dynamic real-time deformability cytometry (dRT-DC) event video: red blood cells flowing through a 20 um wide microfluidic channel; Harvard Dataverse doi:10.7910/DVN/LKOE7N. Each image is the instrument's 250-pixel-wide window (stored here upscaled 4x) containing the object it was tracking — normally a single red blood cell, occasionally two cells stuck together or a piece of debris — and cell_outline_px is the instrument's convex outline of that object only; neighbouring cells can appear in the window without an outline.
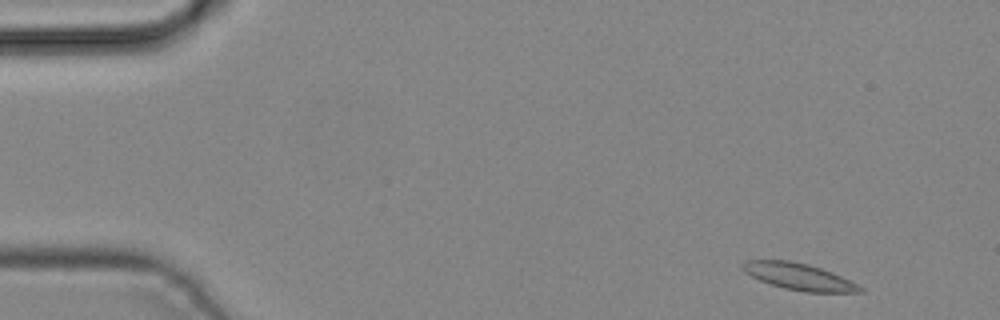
{"species": "common noctule bat (a hibernating species)", "species_latin": "Nyctalus noctula", "temperature_condition": "cold", "stored_images_in_passage": 4, "camera_frame_rate_fps": 3000, "um_per_image_px": 0.085, "animal": {"sex": "male", "body_mass_g": 19.2, "forearm_length_mm": 51.8}, "frame": {"image": 1, "passage_image": 1, "time_ms": 0.0, "image_size_px": [1000, 320], "cell_outline_px": [[864, 292], [804, 292], [784, 288], [760, 280], [744, 272], [740, 264], [748, 260], [788, 260], [808, 264], [832, 272], [864, 288]], "centroid_in_image_um": [67.89, 23.51], "position_along_channel_um": 17.1, "area_um2": 18.03}}
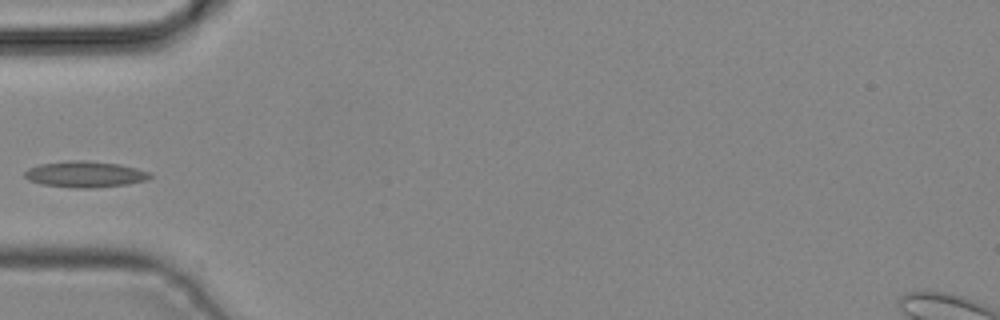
{"frame": {"image": 2, "passage_image": 4, "time_ms": 1.0, "image_size_px": [1000, 320], "cell_outline_px": [[152, 176], [148, 180], [128, 184], [96, 188], [76, 188], [40, 184], [28, 180], [24, 176], [24, 172], [28, 168], [40, 164], [68, 160], [84, 160], [120, 164], [136, 168], [148, 172]], "centroid_in_image_um": [7.22, 14.81], "position_along_channel_um": 77.8, "area_um2": 19.25}}